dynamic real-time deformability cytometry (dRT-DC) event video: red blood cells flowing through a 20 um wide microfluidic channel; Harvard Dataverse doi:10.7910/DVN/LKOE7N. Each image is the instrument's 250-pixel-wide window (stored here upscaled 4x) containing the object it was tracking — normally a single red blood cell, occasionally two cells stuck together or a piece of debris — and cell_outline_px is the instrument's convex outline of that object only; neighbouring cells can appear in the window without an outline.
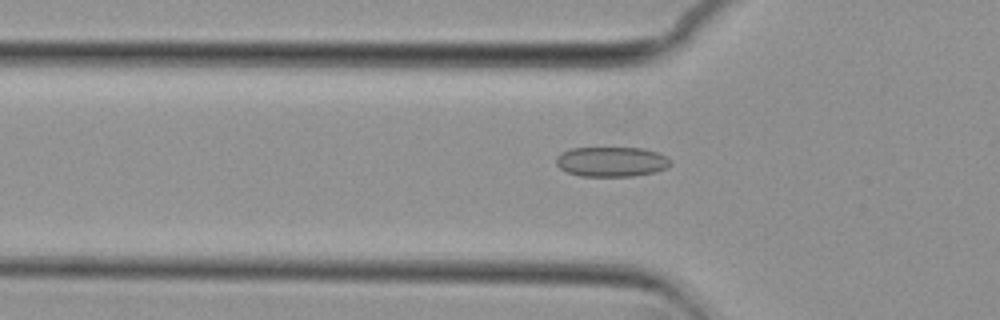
{"species": "common noctule bat (a hibernating species)", "species_latin": "Nyctalus noctula", "temperature_condition": "cold", "stored_images_in_passage": 52, "camera_frame_rate_fps": 3000, "um_per_image_px": 0.085, "animal": {"sex": "female", "body_mass_g": 29.2, "forearm_length_mm": 56.3}, "frame": {"image": 1, "passage_image": 18, "time_ms": 5.667, "image_size_px": [1000, 320], "cell_outline_px": [[668, 164], [664, 168], [652, 172], [632, 176], [580, 176], [568, 172], [560, 168], [556, 164], [556, 156], [560, 152], [572, 148], [644, 148], [656, 152], [664, 156], [668, 160]], "centroid_in_image_um": [51.88, 13.74], "position_along_channel_um": 73.9, "area_um2": 19.59}}
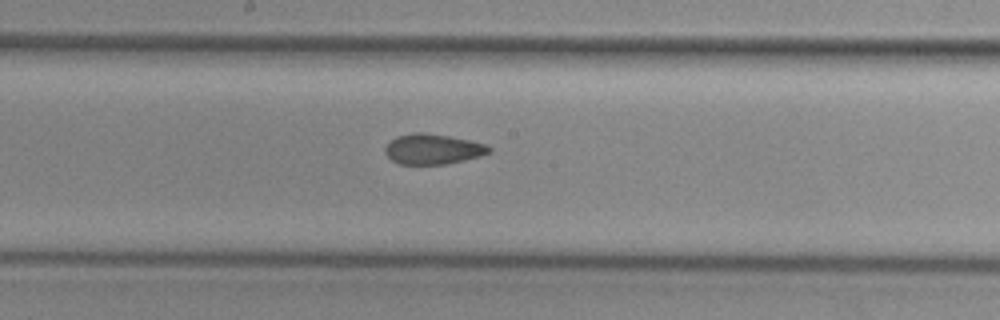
{"frame": {"image": 2, "passage_image": 29, "time_ms": 9.333, "image_size_px": [1000, 320], "cell_outline_px": [[492, 152], [480, 156], [448, 164], [400, 164], [392, 160], [384, 152], [384, 148], [396, 136], [412, 132], [424, 132], [448, 136], [488, 144], [492, 148]], "centroid_in_image_um": [36.81, 12.67], "position_along_channel_um": 211.4, "area_um2": 18.44}}
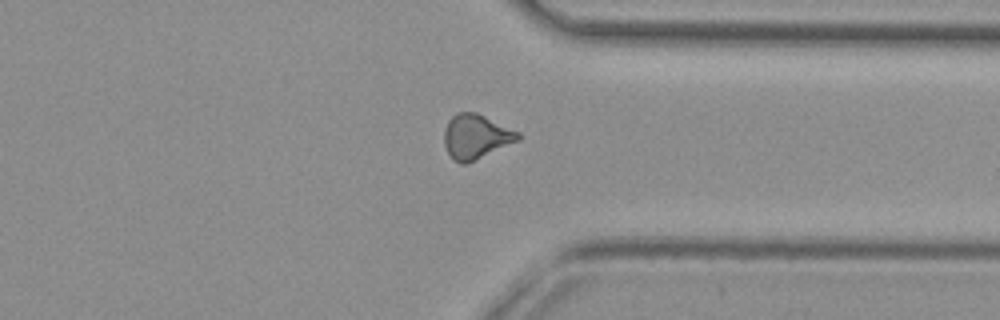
{"frame": {"image": 3, "passage_image": 42, "time_ms": 13.667, "image_size_px": [1000, 320], "cell_outline_px": [[520, 140], [464, 164], [460, 164], [452, 160], [444, 144], [444, 132], [448, 120], [456, 112], [476, 112], [520, 132]], "centroid_in_image_um": [40.44, 11.6], "position_along_channel_um": 371.0, "area_um2": 19.07}, "authors_computed_cell_mechanics": {"area_um2": 19.0162, "velocity_mm_per_s": 3.7314, "shape_relaxation_time_tau1_ms": null, "shape_relaxation_time_tau2_ms": 3.8922, "deformation_change_tau1": null, "deformation_change_tau2": 0.1023}}